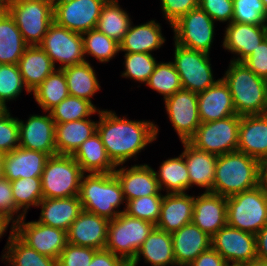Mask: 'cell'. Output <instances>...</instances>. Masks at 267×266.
I'll list each match as a JSON object with an SVG mask.
<instances>
[{
    "instance_id": "cell-62",
    "label": "cell",
    "mask_w": 267,
    "mask_h": 266,
    "mask_svg": "<svg viewBox=\"0 0 267 266\" xmlns=\"http://www.w3.org/2000/svg\"><path fill=\"white\" fill-rule=\"evenodd\" d=\"M9 224L0 216V230H8Z\"/></svg>"
},
{
    "instance_id": "cell-35",
    "label": "cell",
    "mask_w": 267,
    "mask_h": 266,
    "mask_svg": "<svg viewBox=\"0 0 267 266\" xmlns=\"http://www.w3.org/2000/svg\"><path fill=\"white\" fill-rule=\"evenodd\" d=\"M158 168V171L154 169V173L162 192L188 193L190 180L188 168L182 154L163 160Z\"/></svg>"
},
{
    "instance_id": "cell-38",
    "label": "cell",
    "mask_w": 267,
    "mask_h": 266,
    "mask_svg": "<svg viewBox=\"0 0 267 266\" xmlns=\"http://www.w3.org/2000/svg\"><path fill=\"white\" fill-rule=\"evenodd\" d=\"M125 10L120 6L119 0H107L102 7L96 29L120 43L132 23L130 14Z\"/></svg>"
},
{
    "instance_id": "cell-16",
    "label": "cell",
    "mask_w": 267,
    "mask_h": 266,
    "mask_svg": "<svg viewBox=\"0 0 267 266\" xmlns=\"http://www.w3.org/2000/svg\"><path fill=\"white\" fill-rule=\"evenodd\" d=\"M211 247L228 265H241L257 259L256 235L226 225L211 237Z\"/></svg>"
},
{
    "instance_id": "cell-27",
    "label": "cell",
    "mask_w": 267,
    "mask_h": 266,
    "mask_svg": "<svg viewBox=\"0 0 267 266\" xmlns=\"http://www.w3.org/2000/svg\"><path fill=\"white\" fill-rule=\"evenodd\" d=\"M48 157L46 153L18 147L4 154V177L10 182L19 178L41 177Z\"/></svg>"
},
{
    "instance_id": "cell-48",
    "label": "cell",
    "mask_w": 267,
    "mask_h": 266,
    "mask_svg": "<svg viewBox=\"0 0 267 266\" xmlns=\"http://www.w3.org/2000/svg\"><path fill=\"white\" fill-rule=\"evenodd\" d=\"M0 216L10 225V229L24 216L13 198L11 182L3 177L0 179Z\"/></svg>"
},
{
    "instance_id": "cell-37",
    "label": "cell",
    "mask_w": 267,
    "mask_h": 266,
    "mask_svg": "<svg viewBox=\"0 0 267 266\" xmlns=\"http://www.w3.org/2000/svg\"><path fill=\"white\" fill-rule=\"evenodd\" d=\"M27 47L14 18L0 14V64H18Z\"/></svg>"
},
{
    "instance_id": "cell-43",
    "label": "cell",
    "mask_w": 267,
    "mask_h": 266,
    "mask_svg": "<svg viewBox=\"0 0 267 266\" xmlns=\"http://www.w3.org/2000/svg\"><path fill=\"white\" fill-rule=\"evenodd\" d=\"M11 187L16 206L26 216L43 199L41 177L19 178L11 182Z\"/></svg>"
},
{
    "instance_id": "cell-10",
    "label": "cell",
    "mask_w": 267,
    "mask_h": 266,
    "mask_svg": "<svg viewBox=\"0 0 267 266\" xmlns=\"http://www.w3.org/2000/svg\"><path fill=\"white\" fill-rule=\"evenodd\" d=\"M240 116L201 122L195 135L188 141L196 149L220 156L237 151Z\"/></svg>"
},
{
    "instance_id": "cell-49",
    "label": "cell",
    "mask_w": 267,
    "mask_h": 266,
    "mask_svg": "<svg viewBox=\"0 0 267 266\" xmlns=\"http://www.w3.org/2000/svg\"><path fill=\"white\" fill-rule=\"evenodd\" d=\"M9 112L0 119V153H9L20 147L18 117Z\"/></svg>"
},
{
    "instance_id": "cell-13",
    "label": "cell",
    "mask_w": 267,
    "mask_h": 266,
    "mask_svg": "<svg viewBox=\"0 0 267 266\" xmlns=\"http://www.w3.org/2000/svg\"><path fill=\"white\" fill-rule=\"evenodd\" d=\"M26 216L19 220L11 231L27 246L39 254L58 259L66 247L67 232L31 220L25 222Z\"/></svg>"
},
{
    "instance_id": "cell-6",
    "label": "cell",
    "mask_w": 267,
    "mask_h": 266,
    "mask_svg": "<svg viewBox=\"0 0 267 266\" xmlns=\"http://www.w3.org/2000/svg\"><path fill=\"white\" fill-rule=\"evenodd\" d=\"M154 227L150 221L131 217L124 212L120 213L109 222L104 249L130 264Z\"/></svg>"
},
{
    "instance_id": "cell-3",
    "label": "cell",
    "mask_w": 267,
    "mask_h": 266,
    "mask_svg": "<svg viewBox=\"0 0 267 266\" xmlns=\"http://www.w3.org/2000/svg\"><path fill=\"white\" fill-rule=\"evenodd\" d=\"M261 163L240 151L217 156L212 192L223 197L242 193L261 184Z\"/></svg>"
},
{
    "instance_id": "cell-55",
    "label": "cell",
    "mask_w": 267,
    "mask_h": 266,
    "mask_svg": "<svg viewBox=\"0 0 267 266\" xmlns=\"http://www.w3.org/2000/svg\"><path fill=\"white\" fill-rule=\"evenodd\" d=\"M188 266H228L226 260L212 247L203 253Z\"/></svg>"
},
{
    "instance_id": "cell-29",
    "label": "cell",
    "mask_w": 267,
    "mask_h": 266,
    "mask_svg": "<svg viewBox=\"0 0 267 266\" xmlns=\"http://www.w3.org/2000/svg\"><path fill=\"white\" fill-rule=\"evenodd\" d=\"M141 259L150 266H177L171 233L154 227L129 266H138Z\"/></svg>"
},
{
    "instance_id": "cell-41",
    "label": "cell",
    "mask_w": 267,
    "mask_h": 266,
    "mask_svg": "<svg viewBox=\"0 0 267 266\" xmlns=\"http://www.w3.org/2000/svg\"><path fill=\"white\" fill-rule=\"evenodd\" d=\"M85 58L94 57L106 64L119 55V43L97 29L82 33Z\"/></svg>"
},
{
    "instance_id": "cell-8",
    "label": "cell",
    "mask_w": 267,
    "mask_h": 266,
    "mask_svg": "<svg viewBox=\"0 0 267 266\" xmlns=\"http://www.w3.org/2000/svg\"><path fill=\"white\" fill-rule=\"evenodd\" d=\"M8 12L28 46H39L54 22L53 5L43 0H13Z\"/></svg>"
},
{
    "instance_id": "cell-12",
    "label": "cell",
    "mask_w": 267,
    "mask_h": 266,
    "mask_svg": "<svg viewBox=\"0 0 267 266\" xmlns=\"http://www.w3.org/2000/svg\"><path fill=\"white\" fill-rule=\"evenodd\" d=\"M39 46L50 57L56 69L89 62L84 55L82 34L70 31L55 22L49 26Z\"/></svg>"
},
{
    "instance_id": "cell-50",
    "label": "cell",
    "mask_w": 267,
    "mask_h": 266,
    "mask_svg": "<svg viewBox=\"0 0 267 266\" xmlns=\"http://www.w3.org/2000/svg\"><path fill=\"white\" fill-rule=\"evenodd\" d=\"M96 251L97 249L90 247L67 243L57 259V266H89Z\"/></svg>"
},
{
    "instance_id": "cell-44",
    "label": "cell",
    "mask_w": 267,
    "mask_h": 266,
    "mask_svg": "<svg viewBox=\"0 0 267 266\" xmlns=\"http://www.w3.org/2000/svg\"><path fill=\"white\" fill-rule=\"evenodd\" d=\"M124 71L120 77L129 78L139 84H146L153 73L157 60L154 53H124Z\"/></svg>"
},
{
    "instance_id": "cell-30",
    "label": "cell",
    "mask_w": 267,
    "mask_h": 266,
    "mask_svg": "<svg viewBox=\"0 0 267 266\" xmlns=\"http://www.w3.org/2000/svg\"><path fill=\"white\" fill-rule=\"evenodd\" d=\"M181 144L184 149L181 154L188 168L190 189L197 186L205 189L203 192H212L217 156L198 150L189 142Z\"/></svg>"
},
{
    "instance_id": "cell-14",
    "label": "cell",
    "mask_w": 267,
    "mask_h": 266,
    "mask_svg": "<svg viewBox=\"0 0 267 266\" xmlns=\"http://www.w3.org/2000/svg\"><path fill=\"white\" fill-rule=\"evenodd\" d=\"M166 115L181 142H188L201 124L198 95L181 89L164 100Z\"/></svg>"
},
{
    "instance_id": "cell-2",
    "label": "cell",
    "mask_w": 267,
    "mask_h": 266,
    "mask_svg": "<svg viewBox=\"0 0 267 266\" xmlns=\"http://www.w3.org/2000/svg\"><path fill=\"white\" fill-rule=\"evenodd\" d=\"M232 95L239 116L267 113V80L253 73L243 62L230 61L221 77Z\"/></svg>"
},
{
    "instance_id": "cell-61",
    "label": "cell",
    "mask_w": 267,
    "mask_h": 266,
    "mask_svg": "<svg viewBox=\"0 0 267 266\" xmlns=\"http://www.w3.org/2000/svg\"><path fill=\"white\" fill-rule=\"evenodd\" d=\"M3 163H4V154L0 153V179L4 177Z\"/></svg>"
},
{
    "instance_id": "cell-23",
    "label": "cell",
    "mask_w": 267,
    "mask_h": 266,
    "mask_svg": "<svg viewBox=\"0 0 267 266\" xmlns=\"http://www.w3.org/2000/svg\"><path fill=\"white\" fill-rule=\"evenodd\" d=\"M171 236L177 266L190 265L199 254L211 248V237L192 222Z\"/></svg>"
},
{
    "instance_id": "cell-7",
    "label": "cell",
    "mask_w": 267,
    "mask_h": 266,
    "mask_svg": "<svg viewBox=\"0 0 267 266\" xmlns=\"http://www.w3.org/2000/svg\"><path fill=\"white\" fill-rule=\"evenodd\" d=\"M83 174L72 155L49 156L41 175L43 198L78 196Z\"/></svg>"
},
{
    "instance_id": "cell-51",
    "label": "cell",
    "mask_w": 267,
    "mask_h": 266,
    "mask_svg": "<svg viewBox=\"0 0 267 266\" xmlns=\"http://www.w3.org/2000/svg\"><path fill=\"white\" fill-rule=\"evenodd\" d=\"M199 6V0H160L162 17L172 27L182 16Z\"/></svg>"
},
{
    "instance_id": "cell-25",
    "label": "cell",
    "mask_w": 267,
    "mask_h": 266,
    "mask_svg": "<svg viewBox=\"0 0 267 266\" xmlns=\"http://www.w3.org/2000/svg\"><path fill=\"white\" fill-rule=\"evenodd\" d=\"M194 195L187 193H165L160 216L155 227L173 233L192 222Z\"/></svg>"
},
{
    "instance_id": "cell-19",
    "label": "cell",
    "mask_w": 267,
    "mask_h": 266,
    "mask_svg": "<svg viewBox=\"0 0 267 266\" xmlns=\"http://www.w3.org/2000/svg\"><path fill=\"white\" fill-rule=\"evenodd\" d=\"M267 37V25L231 22L226 24L222 48L233 55L230 61L243 62Z\"/></svg>"
},
{
    "instance_id": "cell-20",
    "label": "cell",
    "mask_w": 267,
    "mask_h": 266,
    "mask_svg": "<svg viewBox=\"0 0 267 266\" xmlns=\"http://www.w3.org/2000/svg\"><path fill=\"white\" fill-rule=\"evenodd\" d=\"M110 220L82 210L67 231V242L97 250L105 248Z\"/></svg>"
},
{
    "instance_id": "cell-1",
    "label": "cell",
    "mask_w": 267,
    "mask_h": 266,
    "mask_svg": "<svg viewBox=\"0 0 267 266\" xmlns=\"http://www.w3.org/2000/svg\"><path fill=\"white\" fill-rule=\"evenodd\" d=\"M97 115V133L116 166L132 158L136 161L137 155L158 138L159 126L154 121L131 120L127 115L119 117L108 109L98 110Z\"/></svg>"
},
{
    "instance_id": "cell-56",
    "label": "cell",
    "mask_w": 267,
    "mask_h": 266,
    "mask_svg": "<svg viewBox=\"0 0 267 266\" xmlns=\"http://www.w3.org/2000/svg\"><path fill=\"white\" fill-rule=\"evenodd\" d=\"M257 259L267 262V224L256 234Z\"/></svg>"
},
{
    "instance_id": "cell-33",
    "label": "cell",
    "mask_w": 267,
    "mask_h": 266,
    "mask_svg": "<svg viewBox=\"0 0 267 266\" xmlns=\"http://www.w3.org/2000/svg\"><path fill=\"white\" fill-rule=\"evenodd\" d=\"M72 156L83 173H113L116 169L97 132L85 140Z\"/></svg>"
},
{
    "instance_id": "cell-31",
    "label": "cell",
    "mask_w": 267,
    "mask_h": 266,
    "mask_svg": "<svg viewBox=\"0 0 267 266\" xmlns=\"http://www.w3.org/2000/svg\"><path fill=\"white\" fill-rule=\"evenodd\" d=\"M17 65L23 83L30 93L56 69L40 46H28Z\"/></svg>"
},
{
    "instance_id": "cell-22",
    "label": "cell",
    "mask_w": 267,
    "mask_h": 266,
    "mask_svg": "<svg viewBox=\"0 0 267 266\" xmlns=\"http://www.w3.org/2000/svg\"><path fill=\"white\" fill-rule=\"evenodd\" d=\"M237 151L260 163L267 158V113L240 116Z\"/></svg>"
},
{
    "instance_id": "cell-9",
    "label": "cell",
    "mask_w": 267,
    "mask_h": 266,
    "mask_svg": "<svg viewBox=\"0 0 267 266\" xmlns=\"http://www.w3.org/2000/svg\"><path fill=\"white\" fill-rule=\"evenodd\" d=\"M174 44V59L172 63L177 70L182 89L199 93L212 87L217 80L214 77L210 54L192 50Z\"/></svg>"
},
{
    "instance_id": "cell-32",
    "label": "cell",
    "mask_w": 267,
    "mask_h": 266,
    "mask_svg": "<svg viewBox=\"0 0 267 266\" xmlns=\"http://www.w3.org/2000/svg\"><path fill=\"white\" fill-rule=\"evenodd\" d=\"M98 121L90 118L56 123L55 146L57 154L73 155L81 144L97 132Z\"/></svg>"
},
{
    "instance_id": "cell-45",
    "label": "cell",
    "mask_w": 267,
    "mask_h": 266,
    "mask_svg": "<svg viewBox=\"0 0 267 266\" xmlns=\"http://www.w3.org/2000/svg\"><path fill=\"white\" fill-rule=\"evenodd\" d=\"M23 90L30 93L23 83L18 65L0 64V100L7 105L9 101H16Z\"/></svg>"
},
{
    "instance_id": "cell-64",
    "label": "cell",
    "mask_w": 267,
    "mask_h": 266,
    "mask_svg": "<svg viewBox=\"0 0 267 266\" xmlns=\"http://www.w3.org/2000/svg\"><path fill=\"white\" fill-rule=\"evenodd\" d=\"M6 232H7V230H0V238L2 239V237L4 236V235H6Z\"/></svg>"
},
{
    "instance_id": "cell-4",
    "label": "cell",
    "mask_w": 267,
    "mask_h": 266,
    "mask_svg": "<svg viewBox=\"0 0 267 266\" xmlns=\"http://www.w3.org/2000/svg\"><path fill=\"white\" fill-rule=\"evenodd\" d=\"M78 196L83 210L108 220L125 211L120 208L126 201L114 173H84Z\"/></svg>"
},
{
    "instance_id": "cell-58",
    "label": "cell",
    "mask_w": 267,
    "mask_h": 266,
    "mask_svg": "<svg viewBox=\"0 0 267 266\" xmlns=\"http://www.w3.org/2000/svg\"><path fill=\"white\" fill-rule=\"evenodd\" d=\"M13 0H0V14L7 13Z\"/></svg>"
},
{
    "instance_id": "cell-52",
    "label": "cell",
    "mask_w": 267,
    "mask_h": 266,
    "mask_svg": "<svg viewBox=\"0 0 267 266\" xmlns=\"http://www.w3.org/2000/svg\"><path fill=\"white\" fill-rule=\"evenodd\" d=\"M199 7L204 10L215 22H232V0H199Z\"/></svg>"
},
{
    "instance_id": "cell-18",
    "label": "cell",
    "mask_w": 267,
    "mask_h": 266,
    "mask_svg": "<svg viewBox=\"0 0 267 266\" xmlns=\"http://www.w3.org/2000/svg\"><path fill=\"white\" fill-rule=\"evenodd\" d=\"M150 164H134L130 167L117 165L114 175L117 177L125 201L144 196L164 195Z\"/></svg>"
},
{
    "instance_id": "cell-34",
    "label": "cell",
    "mask_w": 267,
    "mask_h": 266,
    "mask_svg": "<svg viewBox=\"0 0 267 266\" xmlns=\"http://www.w3.org/2000/svg\"><path fill=\"white\" fill-rule=\"evenodd\" d=\"M62 70L65 74L69 94L86 99L93 104L92 99L97 92H100L101 85L92 64L84 62L64 67Z\"/></svg>"
},
{
    "instance_id": "cell-54",
    "label": "cell",
    "mask_w": 267,
    "mask_h": 266,
    "mask_svg": "<svg viewBox=\"0 0 267 266\" xmlns=\"http://www.w3.org/2000/svg\"><path fill=\"white\" fill-rule=\"evenodd\" d=\"M89 266H129V264L111 251L102 249L94 253Z\"/></svg>"
},
{
    "instance_id": "cell-59",
    "label": "cell",
    "mask_w": 267,
    "mask_h": 266,
    "mask_svg": "<svg viewBox=\"0 0 267 266\" xmlns=\"http://www.w3.org/2000/svg\"><path fill=\"white\" fill-rule=\"evenodd\" d=\"M241 266H267V262L255 259L247 263L241 264Z\"/></svg>"
},
{
    "instance_id": "cell-5",
    "label": "cell",
    "mask_w": 267,
    "mask_h": 266,
    "mask_svg": "<svg viewBox=\"0 0 267 266\" xmlns=\"http://www.w3.org/2000/svg\"><path fill=\"white\" fill-rule=\"evenodd\" d=\"M226 200L230 227L256 235L267 224V188L262 184Z\"/></svg>"
},
{
    "instance_id": "cell-28",
    "label": "cell",
    "mask_w": 267,
    "mask_h": 266,
    "mask_svg": "<svg viewBox=\"0 0 267 266\" xmlns=\"http://www.w3.org/2000/svg\"><path fill=\"white\" fill-rule=\"evenodd\" d=\"M36 208L41 209L37 222L66 232L83 210L79 196L43 198Z\"/></svg>"
},
{
    "instance_id": "cell-53",
    "label": "cell",
    "mask_w": 267,
    "mask_h": 266,
    "mask_svg": "<svg viewBox=\"0 0 267 266\" xmlns=\"http://www.w3.org/2000/svg\"><path fill=\"white\" fill-rule=\"evenodd\" d=\"M243 63L257 76L267 80V37Z\"/></svg>"
},
{
    "instance_id": "cell-46",
    "label": "cell",
    "mask_w": 267,
    "mask_h": 266,
    "mask_svg": "<svg viewBox=\"0 0 267 266\" xmlns=\"http://www.w3.org/2000/svg\"><path fill=\"white\" fill-rule=\"evenodd\" d=\"M163 195L144 196L126 201L124 213L127 215L152 222H158Z\"/></svg>"
},
{
    "instance_id": "cell-65",
    "label": "cell",
    "mask_w": 267,
    "mask_h": 266,
    "mask_svg": "<svg viewBox=\"0 0 267 266\" xmlns=\"http://www.w3.org/2000/svg\"><path fill=\"white\" fill-rule=\"evenodd\" d=\"M261 1L263 2V5H264V7H265V9L267 11V0H261Z\"/></svg>"
},
{
    "instance_id": "cell-57",
    "label": "cell",
    "mask_w": 267,
    "mask_h": 266,
    "mask_svg": "<svg viewBox=\"0 0 267 266\" xmlns=\"http://www.w3.org/2000/svg\"><path fill=\"white\" fill-rule=\"evenodd\" d=\"M261 184L267 188V158L261 162Z\"/></svg>"
},
{
    "instance_id": "cell-24",
    "label": "cell",
    "mask_w": 267,
    "mask_h": 266,
    "mask_svg": "<svg viewBox=\"0 0 267 266\" xmlns=\"http://www.w3.org/2000/svg\"><path fill=\"white\" fill-rule=\"evenodd\" d=\"M161 24L155 19L134 25L133 21L119 43V52L150 53L163 47L166 37L162 33Z\"/></svg>"
},
{
    "instance_id": "cell-47",
    "label": "cell",
    "mask_w": 267,
    "mask_h": 266,
    "mask_svg": "<svg viewBox=\"0 0 267 266\" xmlns=\"http://www.w3.org/2000/svg\"><path fill=\"white\" fill-rule=\"evenodd\" d=\"M232 22L267 25V11L261 0H232Z\"/></svg>"
},
{
    "instance_id": "cell-60",
    "label": "cell",
    "mask_w": 267,
    "mask_h": 266,
    "mask_svg": "<svg viewBox=\"0 0 267 266\" xmlns=\"http://www.w3.org/2000/svg\"><path fill=\"white\" fill-rule=\"evenodd\" d=\"M10 111L11 109L9 110V107L0 100V119L7 115Z\"/></svg>"
},
{
    "instance_id": "cell-40",
    "label": "cell",
    "mask_w": 267,
    "mask_h": 266,
    "mask_svg": "<svg viewBox=\"0 0 267 266\" xmlns=\"http://www.w3.org/2000/svg\"><path fill=\"white\" fill-rule=\"evenodd\" d=\"M98 110H102V108H97V105L95 106L86 99L69 95L52 108L49 113L55 123H65L90 118L93 114L96 115Z\"/></svg>"
},
{
    "instance_id": "cell-21",
    "label": "cell",
    "mask_w": 267,
    "mask_h": 266,
    "mask_svg": "<svg viewBox=\"0 0 267 266\" xmlns=\"http://www.w3.org/2000/svg\"><path fill=\"white\" fill-rule=\"evenodd\" d=\"M192 223L212 237L227 225L226 197L211 192L194 195Z\"/></svg>"
},
{
    "instance_id": "cell-63",
    "label": "cell",
    "mask_w": 267,
    "mask_h": 266,
    "mask_svg": "<svg viewBox=\"0 0 267 266\" xmlns=\"http://www.w3.org/2000/svg\"><path fill=\"white\" fill-rule=\"evenodd\" d=\"M43 1L49 2L54 6L56 3L60 2L61 0H43Z\"/></svg>"
},
{
    "instance_id": "cell-17",
    "label": "cell",
    "mask_w": 267,
    "mask_h": 266,
    "mask_svg": "<svg viewBox=\"0 0 267 266\" xmlns=\"http://www.w3.org/2000/svg\"><path fill=\"white\" fill-rule=\"evenodd\" d=\"M45 113V114H44ZM20 147L40 151L48 156L57 154L55 146L56 123L49 112L30 114L27 120L18 118Z\"/></svg>"
},
{
    "instance_id": "cell-42",
    "label": "cell",
    "mask_w": 267,
    "mask_h": 266,
    "mask_svg": "<svg viewBox=\"0 0 267 266\" xmlns=\"http://www.w3.org/2000/svg\"><path fill=\"white\" fill-rule=\"evenodd\" d=\"M151 90L163 96V100L182 89L180 76L172 61L157 62L153 73L145 84Z\"/></svg>"
},
{
    "instance_id": "cell-15",
    "label": "cell",
    "mask_w": 267,
    "mask_h": 266,
    "mask_svg": "<svg viewBox=\"0 0 267 266\" xmlns=\"http://www.w3.org/2000/svg\"><path fill=\"white\" fill-rule=\"evenodd\" d=\"M107 0H61L53 6L54 22L70 31L84 33L96 29Z\"/></svg>"
},
{
    "instance_id": "cell-11",
    "label": "cell",
    "mask_w": 267,
    "mask_h": 266,
    "mask_svg": "<svg viewBox=\"0 0 267 266\" xmlns=\"http://www.w3.org/2000/svg\"><path fill=\"white\" fill-rule=\"evenodd\" d=\"M215 21L199 6L172 25L173 40L179 46L210 54L214 42Z\"/></svg>"
},
{
    "instance_id": "cell-36",
    "label": "cell",
    "mask_w": 267,
    "mask_h": 266,
    "mask_svg": "<svg viewBox=\"0 0 267 266\" xmlns=\"http://www.w3.org/2000/svg\"><path fill=\"white\" fill-rule=\"evenodd\" d=\"M9 230L6 245L2 250V258H0L4 264L8 266H57V259L39 254L23 243L11 229Z\"/></svg>"
},
{
    "instance_id": "cell-39",
    "label": "cell",
    "mask_w": 267,
    "mask_h": 266,
    "mask_svg": "<svg viewBox=\"0 0 267 266\" xmlns=\"http://www.w3.org/2000/svg\"><path fill=\"white\" fill-rule=\"evenodd\" d=\"M30 94H33L35 102L42 111L49 112L70 95L63 70L55 69Z\"/></svg>"
},
{
    "instance_id": "cell-26",
    "label": "cell",
    "mask_w": 267,
    "mask_h": 266,
    "mask_svg": "<svg viewBox=\"0 0 267 266\" xmlns=\"http://www.w3.org/2000/svg\"><path fill=\"white\" fill-rule=\"evenodd\" d=\"M197 95L201 122L216 121L236 115L232 95L222 78Z\"/></svg>"
}]
</instances>
